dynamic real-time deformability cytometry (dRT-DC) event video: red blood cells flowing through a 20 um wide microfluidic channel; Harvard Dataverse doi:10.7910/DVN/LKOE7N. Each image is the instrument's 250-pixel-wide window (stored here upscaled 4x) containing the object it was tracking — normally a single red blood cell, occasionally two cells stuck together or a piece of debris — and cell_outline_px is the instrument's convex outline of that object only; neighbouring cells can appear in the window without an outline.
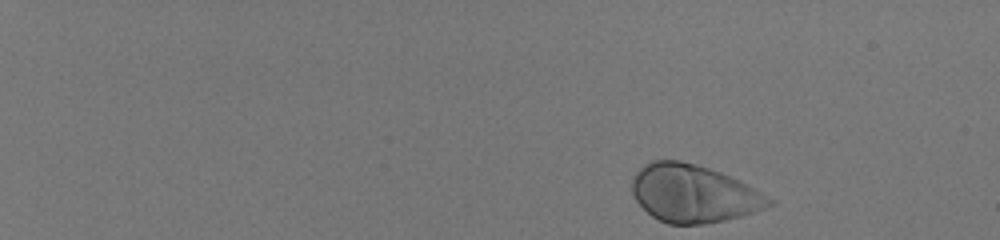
{"species": "human", "species_latin": "Homo sapiens", "temperature_condition": "room temperature", "stored_images_in_passage": 46, "camera_frame_rate_fps": 3000, "um_per_image_px": 0.085, "donor": {"sex": "male"}, "frame": {"image": 1, "passage_image": 1, "time_ms": 0.0, "image_size_px": [1000, 240], "cell_outline_px": [[776, 204], [740, 216], [724, 220], [704, 224], [668, 224], [652, 216], [636, 200], [632, 192], [632, 176], [644, 164], [652, 160], [680, 160], [696, 164], [720, 172], [756, 188], [776, 200]], "centroid_in_image_um": [58.96, 16.44], "position_along_channel_um": 26.0, "area_um2": 46.12}}
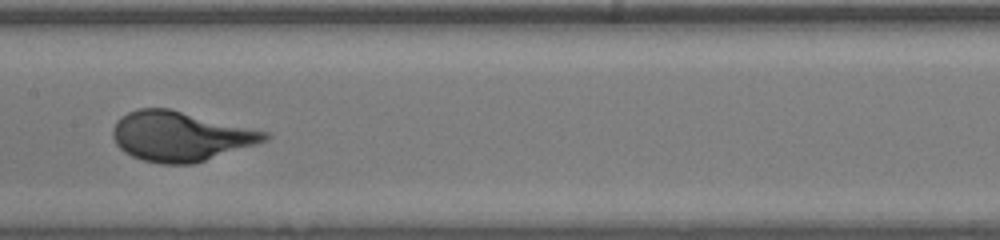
{"frame": {"image": 2, "passage_image": 27, "time_ms": 8.667, "image_size_px": [1000, 240], "cell_outline_px": [[272, 136], [268, 140], [256, 144], [192, 164], [160, 164], [144, 160], [132, 156], [124, 152], [116, 144], [112, 136], [112, 128], [116, 120], [120, 116], [136, 108], [168, 108], [268, 132]], "centroid_in_image_um": [15.29, 11.58], "position_along_channel_um": 192.1, "area_um2": 43.87}}
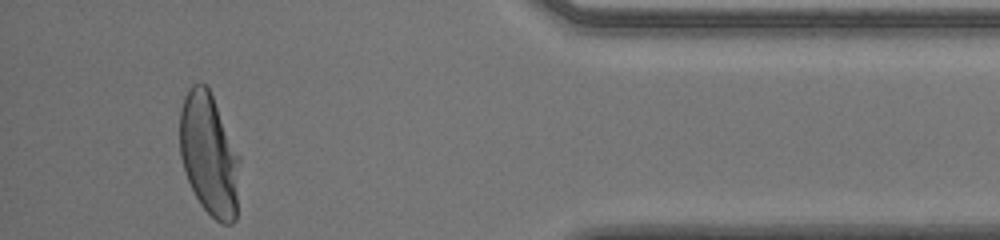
{"frame": {"image": 3, "passage_image": 46, "time_ms": 15.0, "image_size_px": [1000, 240], "cell_outline_px": [[240, 160], [236, 220], [232, 224], [220, 224], [200, 204], [188, 180], [180, 156], [180, 112], [184, 96], [188, 88], [192, 84], [204, 84], [208, 88], [212, 96], [240, 156]], "centroid_in_image_um": [17.78, 13.16], "position_along_channel_um": 417.4, "area_um2": 42.54}}